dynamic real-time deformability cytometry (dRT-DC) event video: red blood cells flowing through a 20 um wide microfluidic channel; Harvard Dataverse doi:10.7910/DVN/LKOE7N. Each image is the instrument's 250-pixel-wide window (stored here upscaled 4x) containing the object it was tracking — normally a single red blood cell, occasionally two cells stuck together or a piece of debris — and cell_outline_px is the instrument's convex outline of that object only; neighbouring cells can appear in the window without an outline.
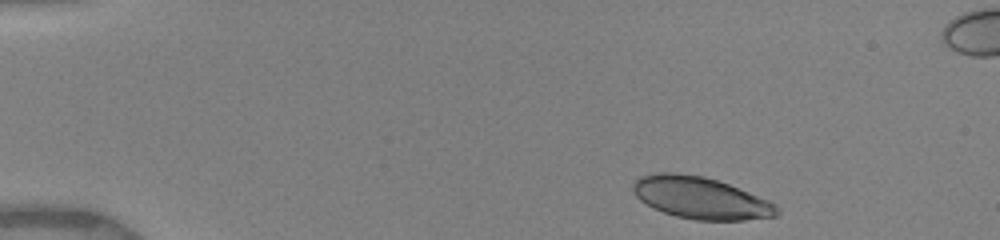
{"species": "human", "species_latin": "Homo sapiens", "temperature_condition": "warm", "stored_images_in_passage": 33, "camera_frame_rate_fps": 3000, "um_per_image_px": 0.085, "donor": {"sex": "female"}, "frame": {"image": 1, "passage_image": 1, "time_ms": 0.0, "image_size_px": [1000, 240], "cell_outline_px": [[780, 212], [776, 216], [744, 220], [696, 220], [676, 216], [652, 208], [640, 200], [636, 196], [632, 188], [632, 180], [640, 176], [656, 172], [676, 172], [704, 176], [728, 184], [768, 200], [776, 204], [780, 208]], "centroid_in_image_um": [59.52, 16.81], "position_along_channel_um": 25.5, "area_um2": 35.32}}
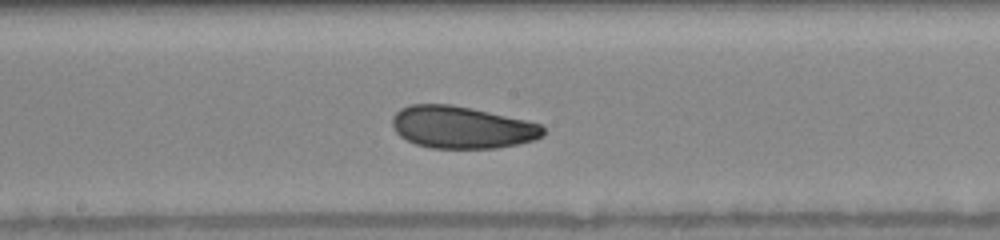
{"frame": {"image": 2, "passage_image": 17, "time_ms": 7.0, "image_size_px": [1000, 240], "cell_outline_px": [[544, 136], [532, 140], [516, 144], [496, 148], [432, 148], [416, 144], [400, 136], [392, 128], [392, 116], [400, 108], [412, 104], [452, 104], [472, 108], [524, 120], [540, 124], [544, 128]], "centroid_in_image_um": [39.22, 10.81], "position_along_channel_um": 209.0, "area_um2": 36.99}}
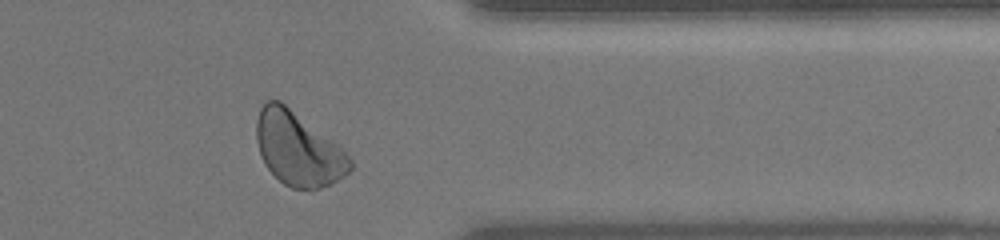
{"frame": {"image": 3, "passage_image": 29, "time_ms": 11.667, "image_size_px": [1000, 240], "cell_outline_px": [[352, 168], [344, 176], [320, 188], [292, 188], [284, 184], [264, 164], [260, 156], [256, 140], [256, 120], [260, 108], [268, 100], [280, 100], [336, 144], [352, 160]], "centroid_in_image_um": [25.3, 12.65], "position_along_channel_um": 386.1, "area_um2": 39.42}, "authors_computed_cell_mechanics": {"area_um2": 36.992, "velocity_mm_per_s": 3.935, "shape_relaxation_time_tau1_ms": 2.7443, "shape_relaxation_time_tau2_ms": 2.3523, "deformation_change_tau1": 0.0995, "deformation_change_tau2": 0.0741}}